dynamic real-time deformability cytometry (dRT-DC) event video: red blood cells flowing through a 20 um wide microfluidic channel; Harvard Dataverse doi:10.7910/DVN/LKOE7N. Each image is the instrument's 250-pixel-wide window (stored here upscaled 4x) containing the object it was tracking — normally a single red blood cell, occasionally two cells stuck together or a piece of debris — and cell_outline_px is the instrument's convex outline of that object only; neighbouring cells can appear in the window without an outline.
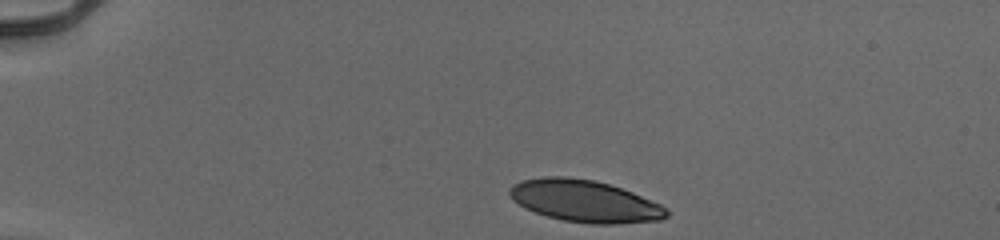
{"species": "human", "species_latin": "Homo sapiens", "temperature_condition": "cold", "stored_images_in_passage": 35, "camera_frame_rate_fps": 3000, "um_per_image_px": 0.085, "donor": {"sex": "male"}, "frame": {"image": 1, "passage_image": 1, "time_ms": 0.0, "image_size_px": [1000, 240], "cell_outline_px": [[668, 216], [660, 220], [616, 224], [592, 224], [564, 220], [548, 216], [524, 208], [512, 200], [508, 192], [508, 188], [512, 184], [524, 180], [544, 176], [564, 176], [596, 180], [632, 192], [660, 204], [668, 208]], "centroid_in_image_um": [49.68, 17.09], "position_along_channel_um": 35.3, "area_um2": 38.44}}
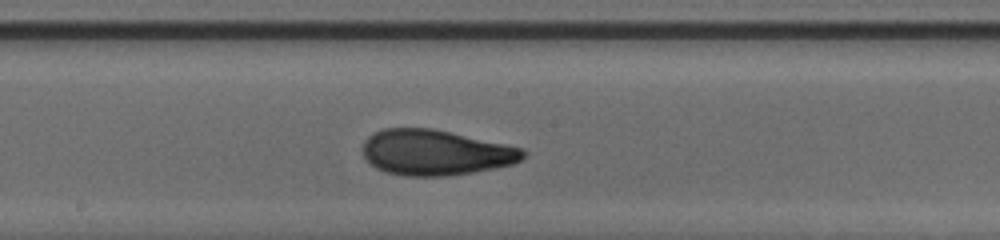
{"frame": {"image": 2, "passage_image": 20, "time_ms": 6.333, "image_size_px": [1000, 240], "cell_outline_px": [[524, 156], [520, 160], [512, 164], [472, 172], [444, 176], [408, 176], [388, 172], [376, 168], [364, 156], [364, 140], [372, 132], [384, 128], [432, 128], [524, 148]], "centroid_in_image_um": [37.0, 12.95], "position_along_channel_um": 211.2, "area_um2": 42.14}}
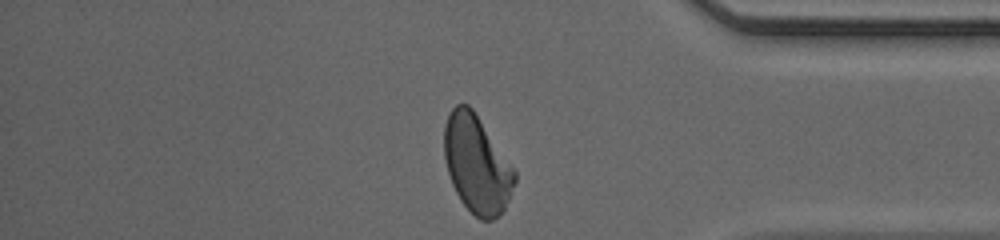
{"frame": {"image": 3, "passage_image": 35, "time_ms": 11.333, "image_size_px": [1000, 240], "cell_outline_px": [[516, 180], [508, 200], [504, 208], [492, 220], [480, 220], [460, 200], [452, 184], [444, 160], [444, 124], [452, 108], [456, 104], [468, 104], [472, 108], [516, 172]], "centroid_in_image_um": [40.5, 13.95], "position_along_channel_um": 394.7, "area_um2": 39.54}, "authors_computed_cell_mechanics": {"area_um2": 41.2114, "velocity_mm_per_s": 3.9595, "shape_relaxation_time_tau1_ms": 5.1818, "shape_relaxation_time_tau2_ms": 1.0815, "deformation_change_tau1": 0.21, "deformation_change_tau2": 0.0735}}